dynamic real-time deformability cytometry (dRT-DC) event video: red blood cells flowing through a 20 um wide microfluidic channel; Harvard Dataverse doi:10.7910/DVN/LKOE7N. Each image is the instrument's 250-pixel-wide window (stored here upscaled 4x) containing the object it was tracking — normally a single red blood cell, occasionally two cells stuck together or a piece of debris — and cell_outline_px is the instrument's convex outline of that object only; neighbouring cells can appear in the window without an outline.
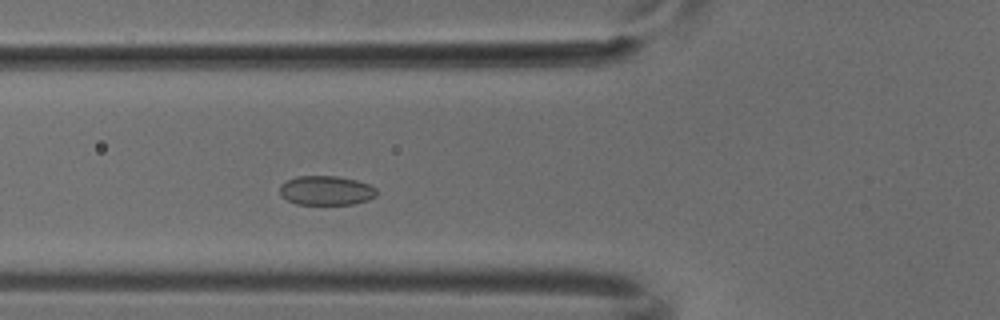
{"species": "common noctule bat (a hibernating species)", "species_latin": "Nyctalus noctula", "temperature_condition": "cold", "stored_images_in_passage": 4, "camera_frame_rate_fps": 3000, "um_per_image_px": 0.085, "animal": {"sex": "male", "body_mass_g": 18.8}, "frame": {"image": 1, "passage_image": 4, "time_ms": 1.0, "image_size_px": [1000, 320], "cell_outline_px": [[376, 196], [368, 200], [352, 204], [296, 204], [280, 196], [280, 184], [296, 176], [336, 176], [356, 180], [368, 184], [376, 188]], "centroid_in_image_um": [27.71, 16.19], "position_along_channel_um": 98.1, "area_um2": 16.53}}